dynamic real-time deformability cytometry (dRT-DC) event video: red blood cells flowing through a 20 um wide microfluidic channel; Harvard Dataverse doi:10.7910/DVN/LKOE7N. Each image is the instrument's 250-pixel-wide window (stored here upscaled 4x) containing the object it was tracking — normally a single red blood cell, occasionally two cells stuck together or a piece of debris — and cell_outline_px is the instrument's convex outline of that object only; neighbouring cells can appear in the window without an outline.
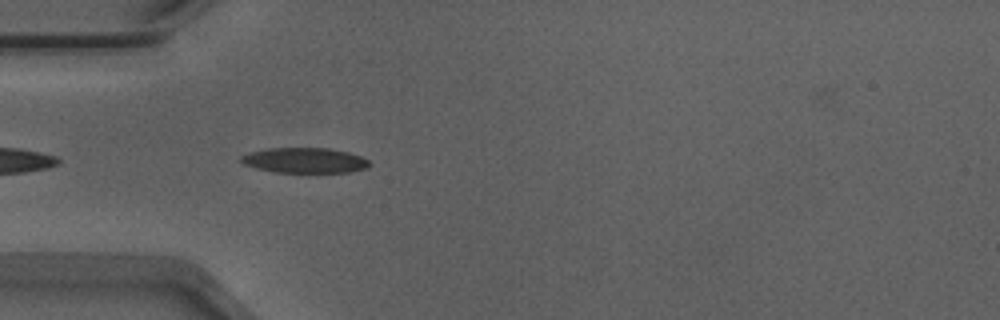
{"species": "Egyptian fruit bat (a non-hibernating species)", "species_latin": "Rousettus aegyptiacus", "temperature_condition": "warm", "stored_images_in_passage": 19, "camera_frame_rate_fps": 3000, "um_per_image_px": 0.085, "animal": {"sex": "male"}, "frame": {"image": 1, "passage_image": 3, "time_ms": 0.667, "image_size_px": [1000, 320], "cell_outline_px": [[372, 164], [364, 168], [348, 172], [276, 172], [256, 168], [244, 164], [240, 160], [240, 156], [248, 152], [268, 148], [328, 148], [348, 152], [360, 156], [368, 160]], "centroid_in_image_um": [25.87, 13.62], "position_along_channel_um": 59.1, "area_um2": 18.79}}
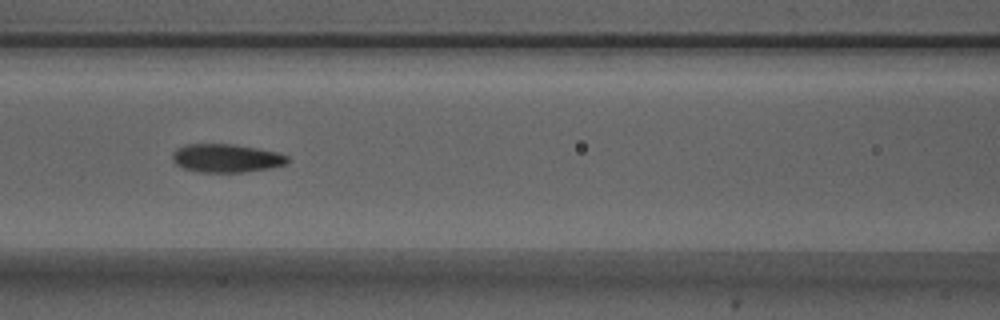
{"frame": {"image": 2, "passage_image": 10, "time_ms": 3.0, "image_size_px": [1000, 320], "cell_outline_px": [[292, 160], [288, 164], [268, 168], [244, 172], [196, 172], [184, 168], [176, 164], [172, 160], [172, 152], [176, 148], [184, 144], [232, 144], [280, 152], [288, 156]], "centroid_in_image_um": [19.25, 13.44], "position_along_channel_um": 147.3, "area_um2": 19.31}}